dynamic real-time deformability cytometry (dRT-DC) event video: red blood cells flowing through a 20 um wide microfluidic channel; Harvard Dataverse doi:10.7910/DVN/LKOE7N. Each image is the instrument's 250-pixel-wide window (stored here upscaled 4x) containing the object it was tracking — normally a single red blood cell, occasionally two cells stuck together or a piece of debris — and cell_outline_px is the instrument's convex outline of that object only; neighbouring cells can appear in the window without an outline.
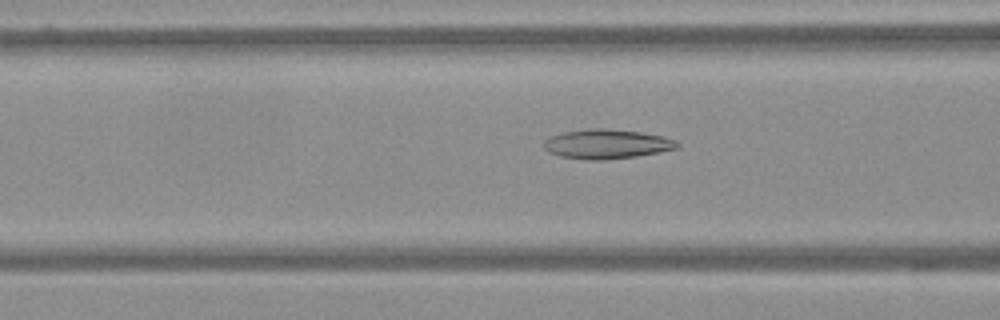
{"species": "Egyptian fruit bat (a non-hibernating species)", "species_latin": "Rousettus aegyptiacus", "temperature_condition": "warm", "stored_images_in_passage": 62, "camera_frame_rate_fps": 3000, "um_per_image_px": 0.085, "frame": {"image": 1, "passage_image": 25, "time_ms": 8.0, "image_size_px": [1000, 320], "cell_outline_px": [[680, 144], [676, 148], [660, 152], [636, 156], [604, 160], [584, 160], [560, 156], [548, 152], [544, 148], [544, 140], [552, 136], [564, 132], [592, 128], [600, 128], [640, 132], [664, 136], [676, 140]], "centroid_in_image_um": [51.57, 12.25], "position_along_channel_um": 115.0, "area_um2": 22.83}}
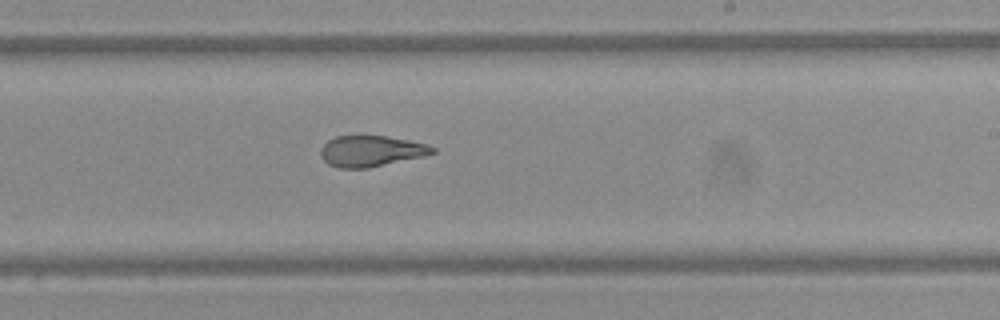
{"frame": {"image": 2, "passage_image": 38, "time_ms": 12.333, "image_size_px": [1000, 320], "cell_outline_px": [[436, 152], [424, 156], [368, 168], [336, 168], [328, 164], [320, 156], [320, 148], [328, 140], [336, 136], [356, 132], [360, 132], [408, 140], [428, 144], [436, 148]], "centroid_in_image_um": [31.49, 12.8], "position_along_channel_um": 257.5, "area_um2": 20.98}}
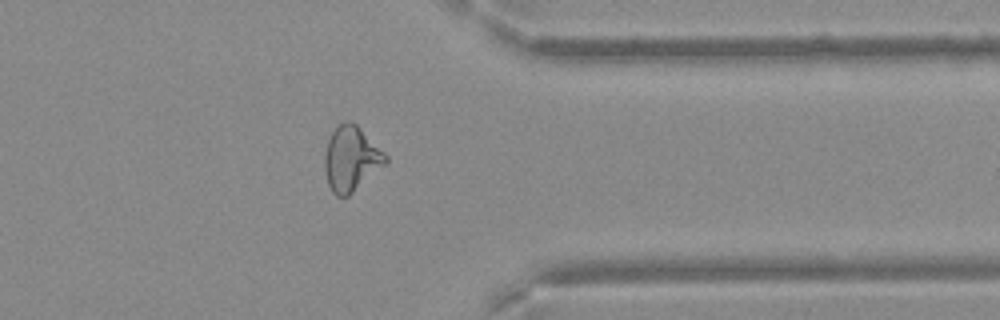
{"frame": {"image": 3, "passage_image": 50, "time_ms": 16.333, "image_size_px": [1000, 320], "cell_outline_px": [[388, 160], [384, 164], [348, 196], [336, 196], [332, 192], [328, 184], [324, 168], [324, 156], [328, 140], [332, 132], [344, 120], [348, 120], [356, 124], [388, 156]], "centroid_in_image_um": [29.82, 13.48], "position_along_channel_um": 381.6, "area_um2": 22.6}}